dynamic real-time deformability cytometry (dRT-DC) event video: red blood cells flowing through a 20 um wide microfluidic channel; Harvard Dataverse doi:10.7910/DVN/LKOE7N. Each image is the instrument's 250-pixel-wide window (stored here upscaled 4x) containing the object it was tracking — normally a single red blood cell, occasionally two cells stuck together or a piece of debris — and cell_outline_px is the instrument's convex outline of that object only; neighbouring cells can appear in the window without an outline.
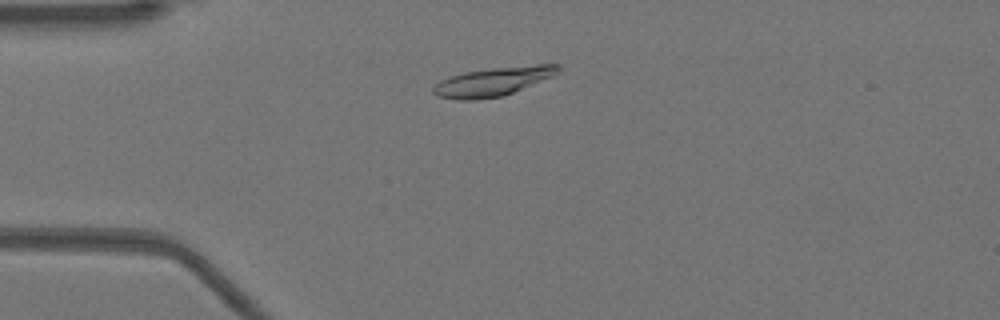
{"species": "Egyptian fruit bat (a non-hibernating species)", "species_latin": "Rousettus aegyptiacus", "temperature_condition": "warm", "stored_images_in_passage": 40, "camera_frame_rate_fps": 3000, "um_per_image_px": 0.085, "animal": {"sex": "female"}, "frame": {"image": 1, "passage_image": 6, "time_ms": 1.667, "image_size_px": [1000, 320], "cell_outline_px": [[560, 72], [552, 76], [504, 96], [476, 100], [460, 100], [436, 96], [432, 92], [432, 88], [440, 80], [464, 72], [492, 68], [536, 64], [560, 64]], "centroid_in_image_um": [41.9, 6.94], "position_along_channel_um": 43.1, "area_um2": 20.92}}
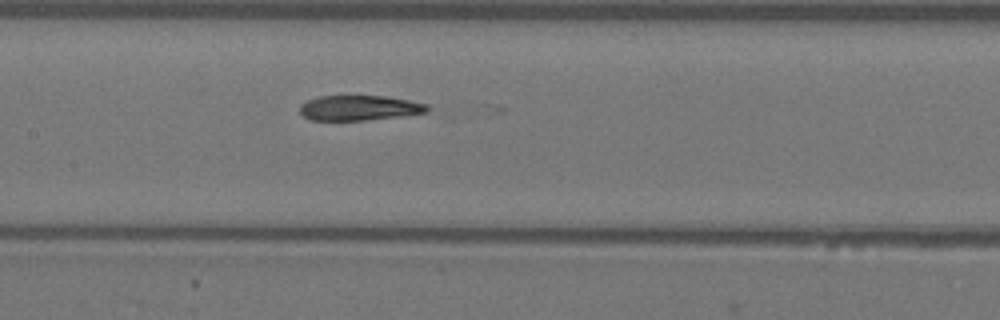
{"frame": {"image": 2, "passage_image": 18, "time_ms": 5.667, "image_size_px": [1000, 320], "cell_outline_px": [[428, 112], [404, 116], [364, 120], [308, 120], [300, 112], [300, 104], [308, 100], [320, 96], [384, 96], [408, 100], [428, 104]], "centroid_in_image_um": [30.54, 9.17], "position_along_channel_um": 176.9, "area_um2": 18.61}}
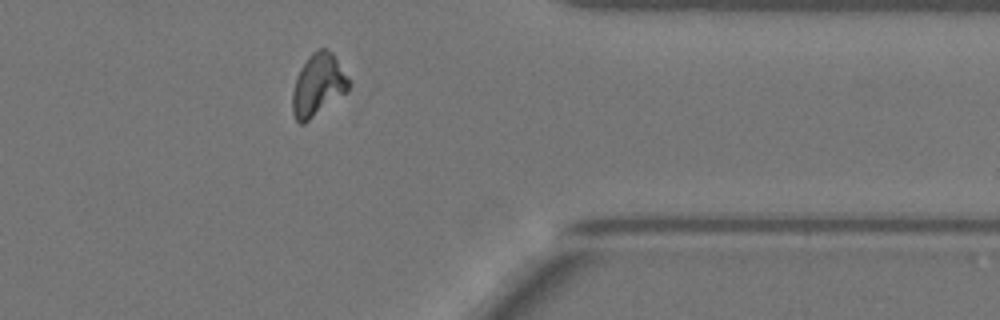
{"frame": {"image": 3, "passage_image": 35, "time_ms": 11.333, "image_size_px": [1000, 320], "cell_outline_px": [[348, 92], [304, 124], [300, 124], [296, 120], [292, 112], [292, 92], [296, 76], [300, 68], [308, 56], [312, 52], [320, 48], [324, 48], [332, 52], [348, 80]], "centroid_in_image_um": [26.99, 7.25], "position_along_channel_um": 384.4, "area_um2": 20.35}}